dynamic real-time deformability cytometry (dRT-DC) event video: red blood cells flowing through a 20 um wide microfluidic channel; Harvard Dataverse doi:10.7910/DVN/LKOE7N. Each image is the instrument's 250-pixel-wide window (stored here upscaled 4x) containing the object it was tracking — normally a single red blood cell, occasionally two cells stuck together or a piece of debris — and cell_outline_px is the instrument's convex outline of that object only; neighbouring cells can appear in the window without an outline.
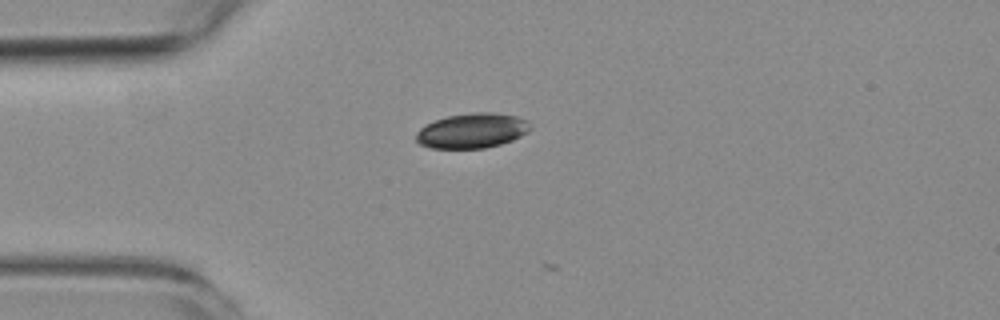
{"species": "common noctule bat (a hibernating species)", "species_latin": "Nyctalus noctula", "temperature_condition": "room temperature", "stored_images_in_passage": 3, "camera_frame_rate_fps": 3000, "um_per_image_px": 0.085, "animal": {"sex": "female", "body_mass_g": 19.3, "forearm_length_mm": 54.1}, "frame": {"image": 1, "passage_image": 1, "time_ms": 0.0, "image_size_px": [1000, 320], "cell_outline_px": [[532, 128], [528, 132], [512, 140], [500, 144], [484, 148], [428, 148], [420, 144], [416, 140], [416, 132], [420, 128], [436, 120], [448, 116], [472, 112], [492, 112], [516, 116], [528, 120]], "centroid_in_image_um": [40.15, 11.1], "position_along_channel_um": 44.9, "area_um2": 23.24}}
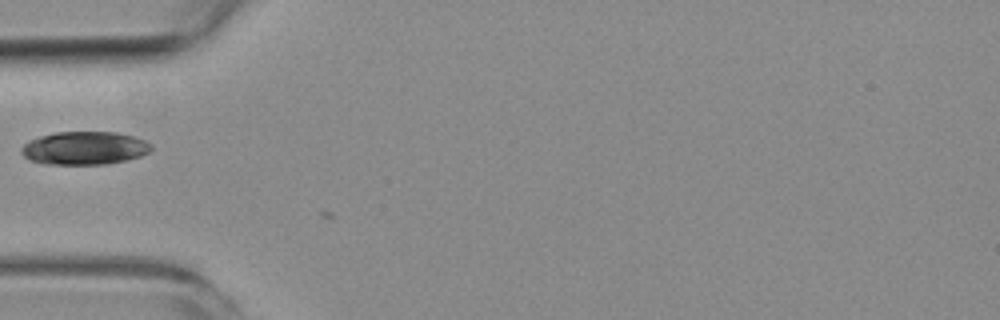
{"frame": {"image": 2, "passage_image": 2, "time_ms": 1.333, "image_size_px": [1000, 320], "cell_outline_px": [[152, 148], [148, 152], [140, 156], [124, 160], [104, 164], [44, 164], [28, 160], [20, 152], [20, 148], [28, 140], [40, 136], [56, 132], [116, 132], [132, 136], [144, 140], [152, 144]], "centroid_in_image_um": [7.13, 12.58], "position_along_channel_um": 77.9, "area_um2": 25.09}}